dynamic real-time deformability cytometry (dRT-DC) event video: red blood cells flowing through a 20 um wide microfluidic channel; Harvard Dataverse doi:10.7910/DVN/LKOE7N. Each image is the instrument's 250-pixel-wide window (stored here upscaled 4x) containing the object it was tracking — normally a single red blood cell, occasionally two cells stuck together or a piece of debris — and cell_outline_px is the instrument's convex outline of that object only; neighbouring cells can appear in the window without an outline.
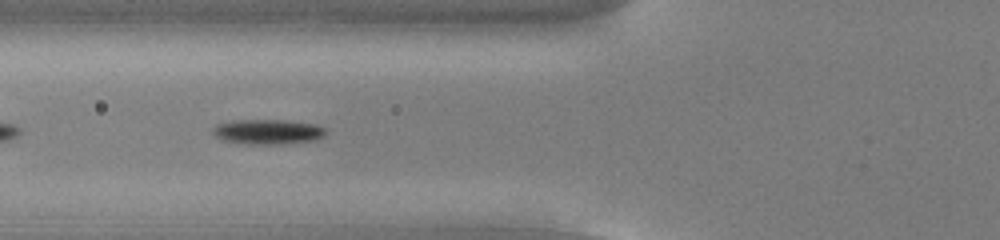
{"species": "common noctule bat (a hibernating species)", "species_latin": "Nyctalus noctula", "temperature_condition": "cold", "stored_images_in_passage": 38, "camera_frame_rate_fps": 3000, "um_per_image_px": 0.085, "animal": {"sex": "male", "body_mass_g": 13.0, "forearm_length_mm": 53.1}, "frame": {"image": 1, "passage_image": 5, "time_ms": 1.333, "image_size_px": [1000, 240], "cell_outline_px": [[328, 132], [324, 136], [316, 140], [280, 144], [248, 144], [224, 140], [216, 136], [212, 132], [212, 128], [216, 124], [232, 120], [284, 120], [316, 124], [324, 128]], "centroid_in_image_um": [22.78, 11.19], "position_along_channel_um": 103.0, "area_um2": 16.47}}
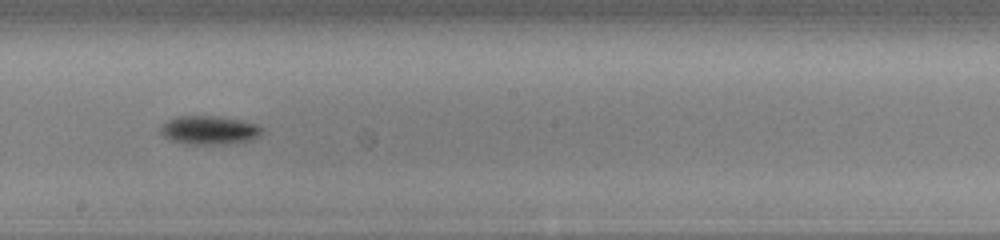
{"frame": {"image": 2, "passage_image": 15, "time_ms": 4.667, "image_size_px": [1000, 240], "cell_outline_px": [[264, 132], [260, 136], [252, 140], [224, 144], [184, 144], [172, 140], [164, 136], [160, 132], [160, 128], [168, 120], [176, 116], [212, 116], [240, 120], [256, 124]], "centroid_in_image_um": [17.79, 11.07], "position_along_channel_um": 230.4, "area_um2": 16.82}}
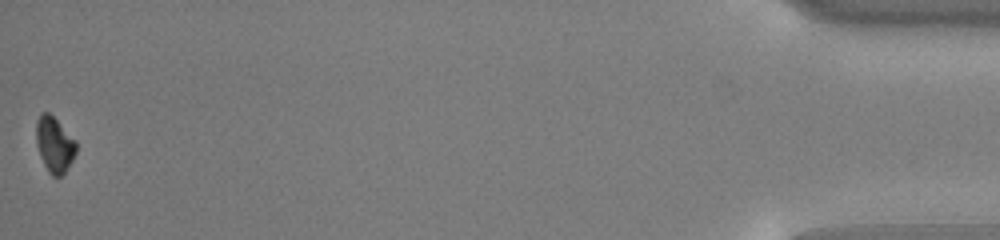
{"frame": {"image": 3, "passage_image": 38, "time_ms": 12.333, "image_size_px": [1000, 240], "cell_outline_px": [[76, 152], [72, 160], [64, 172], [60, 176], [52, 176], [48, 172], [40, 156], [36, 144], [36, 120], [40, 112], [48, 112], [76, 140]], "centroid_in_image_um": [4.61, 12.27], "position_along_channel_um": 430.6, "area_um2": 12.83}, "authors_computed_cell_mechanics": {"area_um2": 15.317, "velocity_mm_per_s": 3.8182, "shape_relaxation_time_tau1_ms": 1.8904, "shape_relaxation_time_tau2_ms": null, "deformation_change_tau1": 0.1405, "deformation_change_tau2": null}}